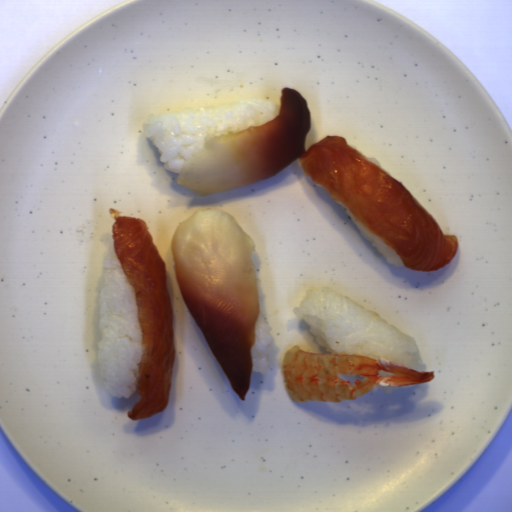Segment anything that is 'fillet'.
<instances>
[{
  "label": "fillet",
  "instance_id": "obj_1",
  "mask_svg": "<svg viewBox=\"0 0 512 512\" xmlns=\"http://www.w3.org/2000/svg\"><path fill=\"white\" fill-rule=\"evenodd\" d=\"M312 113L294 88L281 90L279 113L267 123L221 136L181 166L177 185L207 196L276 175L297 161L304 174L347 207L414 272L439 270L456 256L460 242L444 235L437 221L404 184L346 137L325 136L307 149Z\"/></svg>",
  "mask_w": 512,
  "mask_h": 512
},
{
  "label": "fillet",
  "instance_id": "obj_3",
  "mask_svg": "<svg viewBox=\"0 0 512 512\" xmlns=\"http://www.w3.org/2000/svg\"><path fill=\"white\" fill-rule=\"evenodd\" d=\"M112 243L123 274L135 293L140 355L135 378L140 398L127 415L131 421L157 414L171 399L175 331L168 267L153 243L146 222L109 208Z\"/></svg>",
  "mask_w": 512,
  "mask_h": 512
},
{
  "label": "fillet",
  "instance_id": "obj_2",
  "mask_svg": "<svg viewBox=\"0 0 512 512\" xmlns=\"http://www.w3.org/2000/svg\"><path fill=\"white\" fill-rule=\"evenodd\" d=\"M184 304L232 389L244 401L250 387L260 311L255 242L224 209H198L171 240Z\"/></svg>",
  "mask_w": 512,
  "mask_h": 512
}]
</instances>
